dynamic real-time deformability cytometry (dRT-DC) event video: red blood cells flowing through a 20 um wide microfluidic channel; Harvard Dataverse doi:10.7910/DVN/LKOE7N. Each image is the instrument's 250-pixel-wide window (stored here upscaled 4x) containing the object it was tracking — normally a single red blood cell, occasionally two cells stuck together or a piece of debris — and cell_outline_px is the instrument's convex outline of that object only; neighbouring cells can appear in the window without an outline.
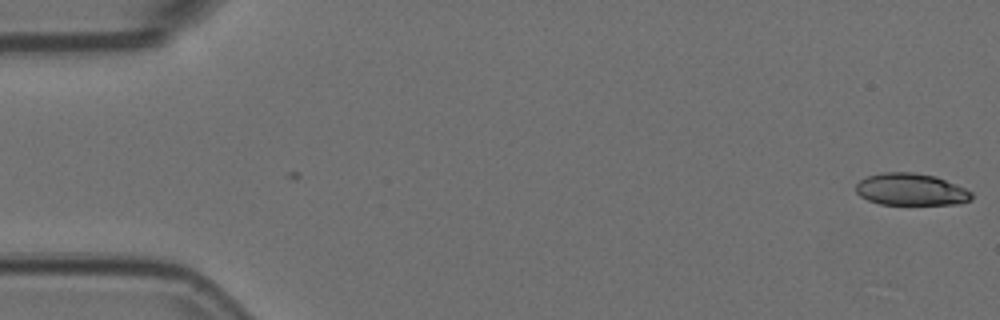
{"species": "Egyptian fruit bat (a non-hibernating species)", "species_latin": "Rousettus aegyptiacus", "temperature_condition": "room temperature", "stored_images_in_passage": 4, "camera_frame_rate_fps": 3000, "um_per_image_px": 0.085, "animal": {"sex": "female"}, "frame": {"image": 1, "passage_image": 4, "time_ms": 1.0, "image_size_px": [1000, 320], "cell_outline_px": [[972, 200], [956, 204], [880, 204], [868, 200], [860, 196], [856, 192], [856, 184], [860, 180], [868, 176], [884, 172], [912, 172], [936, 176], [956, 184], [972, 192]], "centroid_in_image_um": [77.43, 16.1], "position_along_channel_um": 7.6, "area_um2": 21.56}}